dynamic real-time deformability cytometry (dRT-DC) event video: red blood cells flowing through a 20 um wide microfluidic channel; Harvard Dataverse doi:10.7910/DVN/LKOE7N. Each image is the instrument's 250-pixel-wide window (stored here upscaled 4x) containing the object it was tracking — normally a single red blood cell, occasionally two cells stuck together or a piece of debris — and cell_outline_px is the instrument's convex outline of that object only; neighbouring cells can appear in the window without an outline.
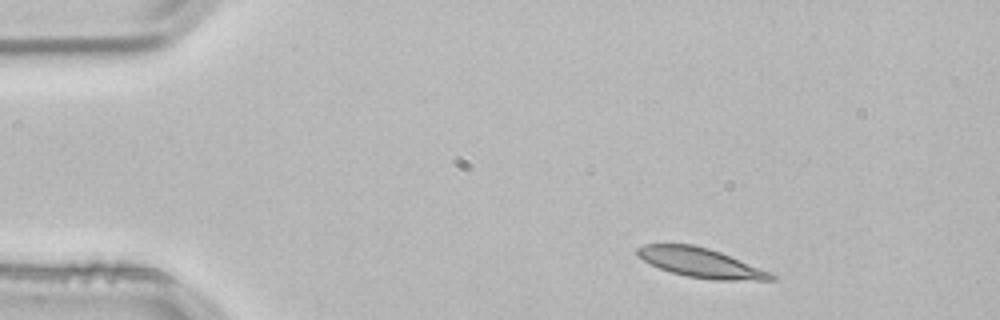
{"species": "common noctule bat (a hibernating species)", "species_latin": "Nyctalus noctula", "temperature_condition": "room temperature", "stored_images_in_passage": 2, "camera_frame_rate_fps": 3000, "um_per_image_px": 0.085, "animal": {"sex": "male", "body_mass_g": 21.5, "forearm_length_mm": 52.0}, "frame": {"image": 1, "passage_image": 1, "time_ms": 0.0, "image_size_px": [1000, 320], "cell_outline_px": [[776, 280], [712, 280], [688, 276], [672, 272], [660, 268], [636, 256], [636, 248], [644, 244], [692, 244], [708, 248], [720, 252], [772, 272], [776, 276]], "centroid_in_image_um": [59.58, 22.33], "position_along_channel_um": 25.4, "area_um2": 22.89}}